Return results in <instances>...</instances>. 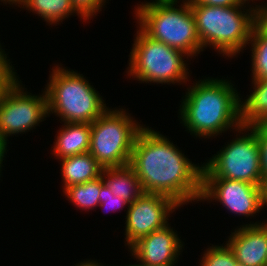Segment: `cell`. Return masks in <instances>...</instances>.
<instances>
[{
    "label": "cell",
    "mask_w": 267,
    "mask_h": 266,
    "mask_svg": "<svg viewBox=\"0 0 267 266\" xmlns=\"http://www.w3.org/2000/svg\"><path fill=\"white\" fill-rule=\"evenodd\" d=\"M259 10V24L267 31V3L254 5Z\"/></svg>",
    "instance_id": "obj_27"
},
{
    "label": "cell",
    "mask_w": 267,
    "mask_h": 266,
    "mask_svg": "<svg viewBox=\"0 0 267 266\" xmlns=\"http://www.w3.org/2000/svg\"><path fill=\"white\" fill-rule=\"evenodd\" d=\"M182 206L162 194L144 193L129 204L125 222V246L128 249L140 238L167 226L170 214Z\"/></svg>",
    "instance_id": "obj_10"
},
{
    "label": "cell",
    "mask_w": 267,
    "mask_h": 266,
    "mask_svg": "<svg viewBox=\"0 0 267 266\" xmlns=\"http://www.w3.org/2000/svg\"><path fill=\"white\" fill-rule=\"evenodd\" d=\"M19 7L37 14L49 25L57 26L73 14H77L86 22L74 9L71 0H24Z\"/></svg>",
    "instance_id": "obj_18"
},
{
    "label": "cell",
    "mask_w": 267,
    "mask_h": 266,
    "mask_svg": "<svg viewBox=\"0 0 267 266\" xmlns=\"http://www.w3.org/2000/svg\"><path fill=\"white\" fill-rule=\"evenodd\" d=\"M251 45L252 80L267 79V31L258 23L247 44Z\"/></svg>",
    "instance_id": "obj_20"
},
{
    "label": "cell",
    "mask_w": 267,
    "mask_h": 266,
    "mask_svg": "<svg viewBox=\"0 0 267 266\" xmlns=\"http://www.w3.org/2000/svg\"><path fill=\"white\" fill-rule=\"evenodd\" d=\"M7 144H9L8 143V141L7 140H5L1 135H0V176H1V167L3 166L2 164V162H3V158L5 157V153L7 152L6 150H7Z\"/></svg>",
    "instance_id": "obj_28"
},
{
    "label": "cell",
    "mask_w": 267,
    "mask_h": 266,
    "mask_svg": "<svg viewBox=\"0 0 267 266\" xmlns=\"http://www.w3.org/2000/svg\"><path fill=\"white\" fill-rule=\"evenodd\" d=\"M200 260V266H243L236 261L233 252L226 243L220 246H210L204 251Z\"/></svg>",
    "instance_id": "obj_21"
},
{
    "label": "cell",
    "mask_w": 267,
    "mask_h": 266,
    "mask_svg": "<svg viewBox=\"0 0 267 266\" xmlns=\"http://www.w3.org/2000/svg\"><path fill=\"white\" fill-rule=\"evenodd\" d=\"M99 201L100 204L98 207H101V209L104 208L105 210L110 209L111 211L115 212L116 210H122V208H124L125 206H129L128 202L112 194L107 185L104 183L102 176H101V191L99 195Z\"/></svg>",
    "instance_id": "obj_23"
},
{
    "label": "cell",
    "mask_w": 267,
    "mask_h": 266,
    "mask_svg": "<svg viewBox=\"0 0 267 266\" xmlns=\"http://www.w3.org/2000/svg\"><path fill=\"white\" fill-rule=\"evenodd\" d=\"M75 266H104L103 264L101 263H98V261H94V260H89L86 261L84 260L83 262L81 261L80 263H77Z\"/></svg>",
    "instance_id": "obj_29"
},
{
    "label": "cell",
    "mask_w": 267,
    "mask_h": 266,
    "mask_svg": "<svg viewBox=\"0 0 267 266\" xmlns=\"http://www.w3.org/2000/svg\"><path fill=\"white\" fill-rule=\"evenodd\" d=\"M236 131L237 137L203 163L202 179H229L263 186L256 131L245 125Z\"/></svg>",
    "instance_id": "obj_8"
},
{
    "label": "cell",
    "mask_w": 267,
    "mask_h": 266,
    "mask_svg": "<svg viewBox=\"0 0 267 266\" xmlns=\"http://www.w3.org/2000/svg\"><path fill=\"white\" fill-rule=\"evenodd\" d=\"M192 84L186 89L178 112L180 123L190 135L215 138L242 126L241 95L231 80L206 77Z\"/></svg>",
    "instance_id": "obj_2"
},
{
    "label": "cell",
    "mask_w": 267,
    "mask_h": 266,
    "mask_svg": "<svg viewBox=\"0 0 267 266\" xmlns=\"http://www.w3.org/2000/svg\"><path fill=\"white\" fill-rule=\"evenodd\" d=\"M256 131L257 138L260 147V159H261V170L263 187H267V123H258L251 125Z\"/></svg>",
    "instance_id": "obj_22"
},
{
    "label": "cell",
    "mask_w": 267,
    "mask_h": 266,
    "mask_svg": "<svg viewBox=\"0 0 267 266\" xmlns=\"http://www.w3.org/2000/svg\"><path fill=\"white\" fill-rule=\"evenodd\" d=\"M250 1L253 2V1H255V0H239V2L244 3V4H249ZM256 1H258V0H256Z\"/></svg>",
    "instance_id": "obj_34"
},
{
    "label": "cell",
    "mask_w": 267,
    "mask_h": 266,
    "mask_svg": "<svg viewBox=\"0 0 267 266\" xmlns=\"http://www.w3.org/2000/svg\"><path fill=\"white\" fill-rule=\"evenodd\" d=\"M176 232L168 224L140 238L129 248V252L137 262L149 266H175L184 248V242Z\"/></svg>",
    "instance_id": "obj_12"
},
{
    "label": "cell",
    "mask_w": 267,
    "mask_h": 266,
    "mask_svg": "<svg viewBox=\"0 0 267 266\" xmlns=\"http://www.w3.org/2000/svg\"><path fill=\"white\" fill-rule=\"evenodd\" d=\"M129 165L145 193L166 195L183 207L200 200L203 164L192 163L177 145L151 127L138 133Z\"/></svg>",
    "instance_id": "obj_1"
},
{
    "label": "cell",
    "mask_w": 267,
    "mask_h": 266,
    "mask_svg": "<svg viewBox=\"0 0 267 266\" xmlns=\"http://www.w3.org/2000/svg\"><path fill=\"white\" fill-rule=\"evenodd\" d=\"M102 178L113 195L129 204L145 193L134 169L129 164L122 167H104Z\"/></svg>",
    "instance_id": "obj_15"
},
{
    "label": "cell",
    "mask_w": 267,
    "mask_h": 266,
    "mask_svg": "<svg viewBox=\"0 0 267 266\" xmlns=\"http://www.w3.org/2000/svg\"><path fill=\"white\" fill-rule=\"evenodd\" d=\"M59 161L62 162L60 170L63 189L75 184H83L102 176L103 167L89 152L62 158Z\"/></svg>",
    "instance_id": "obj_16"
},
{
    "label": "cell",
    "mask_w": 267,
    "mask_h": 266,
    "mask_svg": "<svg viewBox=\"0 0 267 266\" xmlns=\"http://www.w3.org/2000/svg\"><path fill=\"white\" fill-rule=\"evenodd\" d=\"M226 244L243 266H267V225L251 223L238 226Z\"/></svg>",
    "instance_id": "obj_13"
},
{
    "label": "cell",
    "mask_w": 267,
    "mask_h": 266,
    "mask_svg": "<svg viewBox=\"0 0 267 266\" xmlns=\"http://www.w3.org/2000/svg\"><path fill=\"white\" fill-rule=\"evenodd\" d=\"M19 79L0 97V135L7 141L9 136L33 130L48 116L45 89L40 96L33 95Z\"/></svg>",
    "instance_id": "obj_9"
},
{
    "label": "cell",
    "mask_w": 267,
    "mask_h": 266,
    "mask_svg": "<svg viewBox=\"0 0 267 266\" xmlns=\"http://www.w3.org/2000/svg\"><path fill=\"white\" fill-rule=\"evenodd\" d=\"M1 2L5 3V5L8 3L9 5H18V7L20 6V4L24 1V0H0Z\"/></svg>",
    "instance_id": "obj_30"
},
{
    "label": "cell",
    "mask_w": 267,
    "mask_h": 266,
    "mask_svg": "<svg viewBox=\"0 0 267 266\" xmlns=\"http://www.w3.org/2000/svg\"><path fill=\"white\" fill-rule=\"evenodd\" d=\"M264 205L267 206V187L265 188V193H264ZM266 221L263 220L262 223L264 222V224L267 225Z\"/></svg>",
    "instance_id": "obj_32"
},
{
    "label": "cell",
    "mask_w": 267,
    "mask_h": 266,
    "mask_svg": "<svg viewBox=\"0 0 267 266\" xmlns=\"http://www.w3.org/2000/svg\"><path fill=\"white\" fill-rule=\"evenodd\" d=\"M190 5H206L216 7L236 6L239 0H188Z\"/></svg>",
    "instance_id": "obj_26"
},
{
    "label": "cell",
    "mask_w": 267,
    "mask_h": 266,
    "mask_svg": "<svg viewBox=\"0 0 267 266\" xmlns=\"http://www.w3.org/2000/svg\"><path fill=\"white\" fill-rule=\"evenodd\" d=\"M8 54H6L5 50H3L1 44H0V61H10V59H7Z\"/></svg>",
    "instance_id": "obj_31"
},
{
    "label": "cell",
    "mask_w": 267,
    "mask_h": 266,
    "mask_svg": "<svg viewBox=\"0 0 267 266\" xmlns=\"http://www.w3.org/2000/svg\"><path fill=\"white\" fill-rule=\"evenodd\" d=\"M10 61H0V97L18 78Z\"/></svg>",
    "instance_id": "obj_25"
},
{
    "label": "cell",
    "mask_w": 267,
    "mask_h": 266,
    "mask_svg": "<svg viewBox=\"0 0 267 266\" xmlns=\"http://www.w3.org/2000/svg\"><path fill=\"white\" fill-rule=\"evenodd\" d=\"M125 266H149V265H146V264L139 262V264H129V265H125Z\"/></svg>",
    "instance_id": "obj_33"
},
{
    "label": "cell",
    "mask_w": 267,
    "mask_h": 266,
    "mask_svg": "<svg viewBox=\"0 0 267 266\" xmlns=\"http://www.w3.org/2000/svg\"><path fill=\"white\" fill-rule=\"evenodd\" d=\"M126 109L107 108L91 123L89 153L104 167L130 163L135 139L144 127Z\"/></svg>",
    "instance_id": "obj_7"
},
{
    "label": "cell",
    "mask_w": 267,
    "mask_h": 266,
    "mask_svg": "<svg viewBox=\"0 0 267 266\" xmlns=\"http://www.w3.org/2000/svg\"><path fill=\"white\" fill-rule=\"evenodd\" d=\"M153 0L135 7L139 27L152 39L194 58L203 51L188 0Z\"/></svg>",
    "instance_id": "obj_4"
},
{
    "label": "cell",
    "mask_w": 267,
    "mask_h": 266,
    "mask_svg": "<svg viewBox=\"0 0 267 266\" xmlns=\"http://www.w3.org/2000/svg\"><path fill=\"white\" fill-rule=\"evenodd\" d=\"M247 5L241 2L229 7L190 5L203 51L209 45L229 58L243 52L259 23V10L253 5L246 9Z\"/></svg>",
    "instance_id": "obj_3"
},
{
    "label": "cell",
    "mask_w": 267,
    "mask_h": 266,
    "mask_svg": "<svg viewBox=\"0 0 267 266\" xmlns=\"http://www.w3.org/2000/svg\"><path fill=\"white\" fill-rule=\"evenodd\" d=\"M101 191V176L83 184H75L63 190L65 197L73 203V206L89 211L99 206Z\"/></svg>",
    "instance_id": "obj_19"
},
{
    "label": "cell",
    "mask_w": 267,
    "mask_h": 266,
    "mask_svg": "<svg viewBox=\"0 0 267 266\" xmlns=\"http://www.w3.org/2000/svg\"><path fill=\"white\" fill-rule=\"evenodd\" d=\"M265 188L245 181L202 179L201 201H218L230 213L254 217L264 208Z\"/></svg>",
    "instance_id": "obj_11"
},
{
    "label": "cell",
    "mask_w": 267,
    "mask_h": 266,
    "mask_svg": "<svg viewBox=\"0 0 267 266\" xmlns=\"http://www.w3.org/2000/svg\"><path fill=\"white\" fill-rule=\"evenodd\" d=\"M253 91L242 100L241 123L251 126L267 123V79L252 80Z\"/></svg>",
    "instance_id": "obj_17"
},
{
    "label": "cell",
    "mask_w": 267,
    "mask_h": 266,
    "mask_svg": "<svg viewBox=\"0 0 267 266\" xmlns=\"http://www.w3.org/2000/svg\"><path fill=\"white\" fill-rule=\"evenodd\" d=\"M63 124V127L57 132L56 140L53 143L52 155L59 160L87 153L91 140V124L69 122H64Z\"/></svg>",
    "instance_id": "obj_14"
},
{
    "label": "cell",
    "mask_w": 267,
    "mask_h": 266,
    "mask_svg": "<svg viewBox=\"0 0 267 266\" xmlns=\"http://www.w3.org/2000/svg\"><path fill=\"white\" fill-rule=\"evenodd\" d=\"M61 66L52 68L44 87L48 117L54 113L62 122L91 124L109 107L83 74Z\"/></svg>",
    "instance_id": "obj_5"
},
{
    "label": "cell",
    "mask_w": 267,
    "mask_h": 266,
    "mask_svg": "<svg viewBox=\"0 0 267 266\" xmlns=\"http://www.w3.org/2000/svg\"><path fill=\"white\" fill-rule=\"evenodd\" d=\"M74 9L87 21L96 17L106 0H71Z\"/></svg>",
    "instance_id": "obj_24"
},
{
    "label": "cell",
    "mask_w": 267,
    "mask_h": 266,
    "mask_svg": "<svg viewBox=\"0 0 267 266\" xmlns=\"http://www.w3.org/2000/svg\"><path fill=\"white\" fill-rule=\"evenodd\" d=\"M129 55L127 75L141 83L186 84L190 81L189 57L174 48L150 38L139 26ZM189 79V80H188ZM183 82V83H182Z\"/></svg>",
    "instance_id": "obj_6"
}]
</instances>
